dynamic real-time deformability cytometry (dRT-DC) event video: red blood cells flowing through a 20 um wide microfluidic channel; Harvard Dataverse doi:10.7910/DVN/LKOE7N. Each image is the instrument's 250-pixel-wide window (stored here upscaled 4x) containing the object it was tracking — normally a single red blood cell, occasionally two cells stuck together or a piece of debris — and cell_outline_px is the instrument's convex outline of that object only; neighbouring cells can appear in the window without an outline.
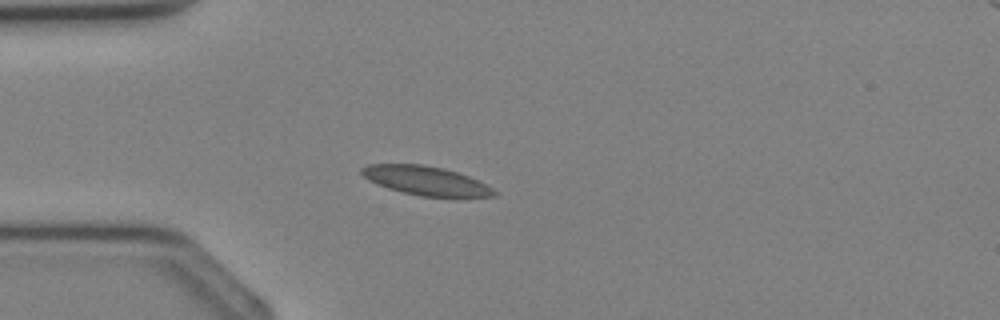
{"species": "Egyptian fruit bat (a non-hibernating species)", "species_latin": "Rousettus aegyptiacus", "temperature_condition": "cold", "stored_images_in_passage": 27, "camera_frame_rate_fps": 3000, "um_per_image_px": 0.085, "animal": {"sex": "female"}, "frame": {"image": 1, "passage_image": 1, "time_ms": 0.0, "image_size_px": [1000, 320], "cell_outline_px": [[496, 196], [420, 196], [388, 188], [376, 184], [368, 180], [360, 172], [360, 168], [368, 164], [424, 164], [444, 168], [468, 176], [492, 188], [496, 192]], "centroid_in_image_um": [36.13, 15.34], "position_along_channel_um": 48.9, "area_um2": 22.02}}
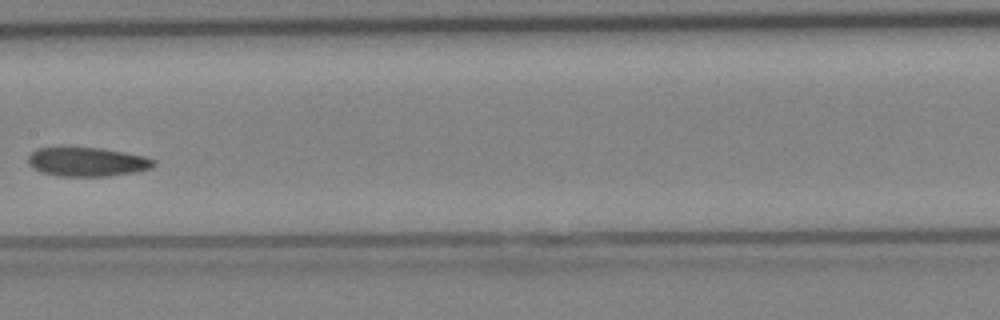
{"frame": {"image": 2, "passage_image": 10, "time_ms": 3.0, "image_size_px": [1000, 320], "cell_outline_px": [[156, 164], [152, 168], [132, 172], [108, 176], [60, 176], [40, 172], [32, 168], [28, 164], [28, 156], [36, 148], [100, 148], [124, 152], [144, 156], [156, 160]], "centroid_in_image_um": [7.4, 13.76], "position_along_channel_um": 200.0, "area_um2": 21.15}}
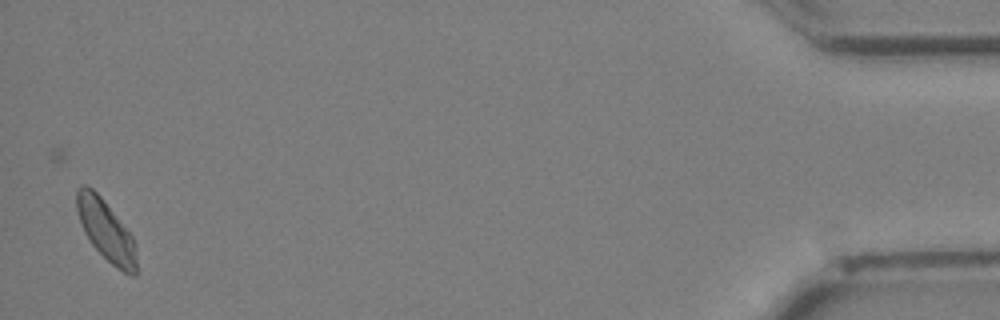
{"frame": {"image": 3, "passage_image": 27, "time_ms": 8.667, "image_size_px": [1000, 320], "cell_outline_px": [[136, 276], [132, 276], [116, 268], [92, 244], [84, 232], [76, 212], [76, 188], [80, 184], [84, 184], [92, 188], [100, 196], [132, 236], [136, 244]], "centroid_in_image_um": [8.99, 19.57], "position_along_channel_um": 426.2, "area_um2": 20.98}}